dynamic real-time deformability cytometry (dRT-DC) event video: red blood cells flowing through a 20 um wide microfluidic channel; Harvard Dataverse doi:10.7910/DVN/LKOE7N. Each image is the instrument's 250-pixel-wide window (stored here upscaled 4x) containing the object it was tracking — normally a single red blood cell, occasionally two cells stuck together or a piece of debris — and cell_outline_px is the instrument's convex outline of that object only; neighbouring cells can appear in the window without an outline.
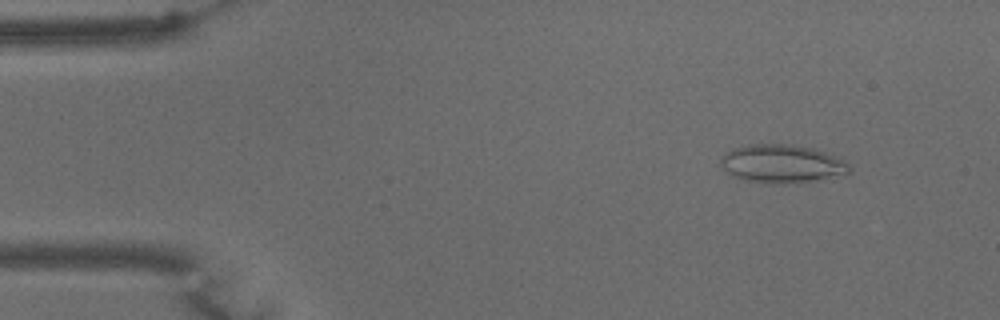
{"species": "common noctule bat (a hibernating species)", "species_latin": "Nyctalus noctula", "temperature_condition": "warm", "stored_images_in_passage": 57, "camera_frame_rate_fps": 3000, "um_per_image_px": 0.085, "animal": {"sex": "male", "body_mass_g": 15.6}, "frame": {"image": 1, "passage_image": 6, "time_ms": 1.667, "image_size_px": [1000, 320], "cell_outline_px": [[852, 168], [848, 172], [816, 180], [784, 184], [772, 184], [748, 180], [732, 176], [720, 164], [720, 160], [724, 152], [748, 144], [784, 144], [812, 148], [824, 152], [844, 160]], "centroid_in_image_um": [66.42, 13.92], "position_along_channel_um": 18.6, "area_um2": 28.32}}
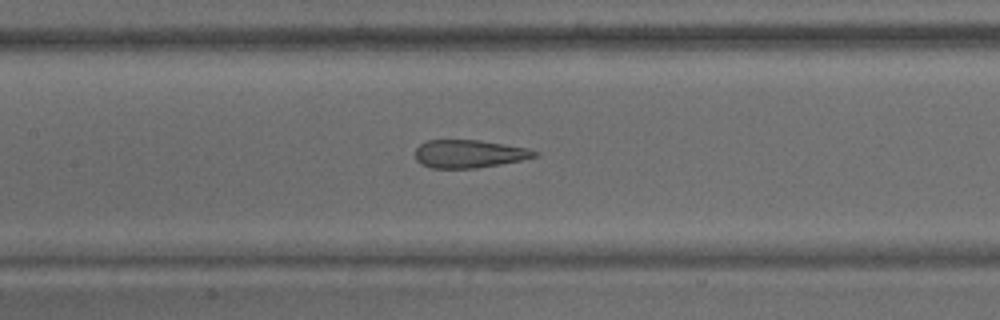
{"frame": {"image": 2, "passage_image": 26, "time_ms": 8.333, "image_size_px": [1000, 320], "cell_outline_px": [[540, 152], [536, 156], [520, 160], [500, 164], [476, 168], [432, 168], [420, 164], [416, 160], [416, 148], [420, 144], [428, 140], [480, 140], [528, 148]], "centroid_in_image_um": [39.86, 13.07], "position_along_channel_um": 167.5, "area_um2": 19.42}}
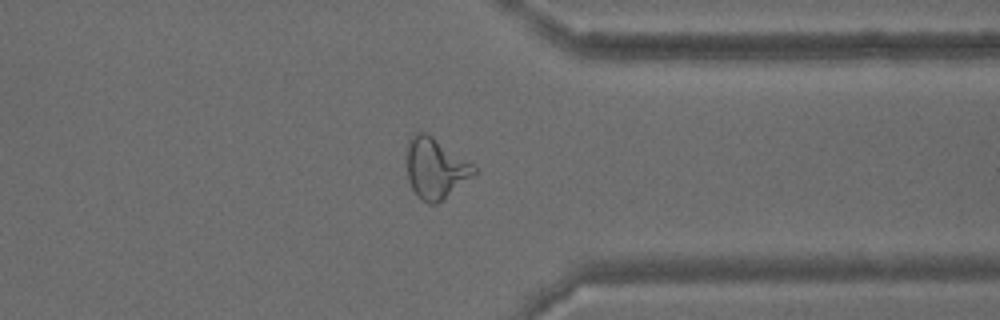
{"frame": {"image": 3, "passage_image": 44, "time_ms": 14.333, "image_size_px": [1000, 320], "cell_outline_px": [[476, 172], [436, 204], [428, 204], [412, 188], [408, 180], [408, 140], [416, 132], [428, 132], [472, 164], [476, 168]], "centroid_in_image_um": [36.99, 14.26], "position_along_channel_um": 374.4, "area_um2": 22.95}, "authors_computed_cell_mechanics": {"area_um2": 23.9292, "velocity_mm_per_s": 3.5207, "shape_relaxation_time_tau1_ms": null, "shape_relaxation_time_tau2_ms": 1.6558, "deformation_change_tau1": null, "deformation_change_tau2": 0.1009}}